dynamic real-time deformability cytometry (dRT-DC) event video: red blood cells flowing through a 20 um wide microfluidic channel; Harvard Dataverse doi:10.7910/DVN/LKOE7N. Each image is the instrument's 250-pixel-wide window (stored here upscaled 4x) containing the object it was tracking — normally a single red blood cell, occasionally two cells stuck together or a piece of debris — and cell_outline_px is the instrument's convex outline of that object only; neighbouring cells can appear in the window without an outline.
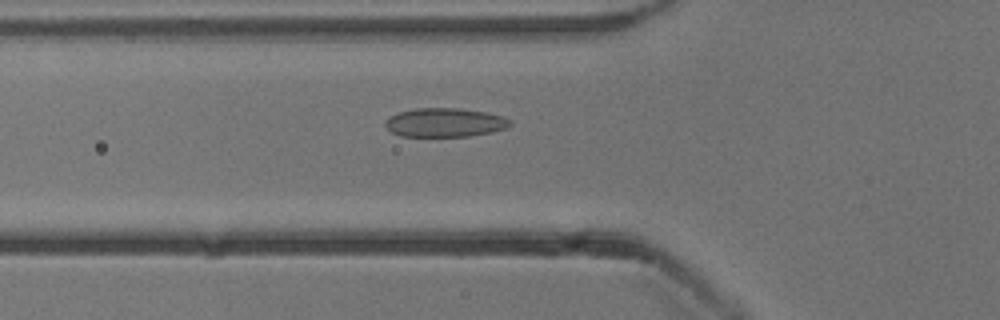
{"species": "common noctule bat (a hibernating species)", "species_latin": "Nyctalus noctula", "temperature_condition": "cold", "stored_images_in_passage": 53, "camera_frame_rate_fps": 3000, "um_per_image_px": 0.085, "animal": {"sex": "male", "body_mass_g": 13.3}, "frame": {"image": 1, "passage_image": 19, "time_ms": 6.0, "image_size_px": [1000, 320], "cell_outline_px": [[512, 124], [508, 128], [492, 132], [468, 136], [400, 136], [392, 132], [384, 124], [396, 112], [416, 108], [456, 108], [484, 112], [500, 116], [512, 120]], "centroid_in_image_um": [37.83, 10.41], "position_along_channel_um": 88.0, "area_um2": 20.87}}
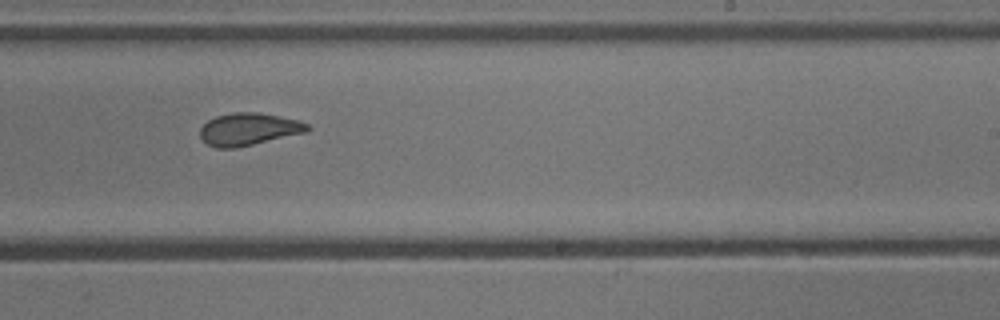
{"frame": {"image": 2, "passage_image": 33, "time_ms": 10.667, "image_size_px": [1000, 320], "cell_outline_px": [[312, 128], [308, 132], [236, 148], [216, 148], [208, 144], [200, 136], [200, 128], [208, 120], [216, 116], [232, 112], [256, 112], [280, 116], [300, 120], [308, 124]], "centroid_in_image_um": [21.17, 10.98], "position_along_channel_um": 267.8, "area_um2": 20.4}}
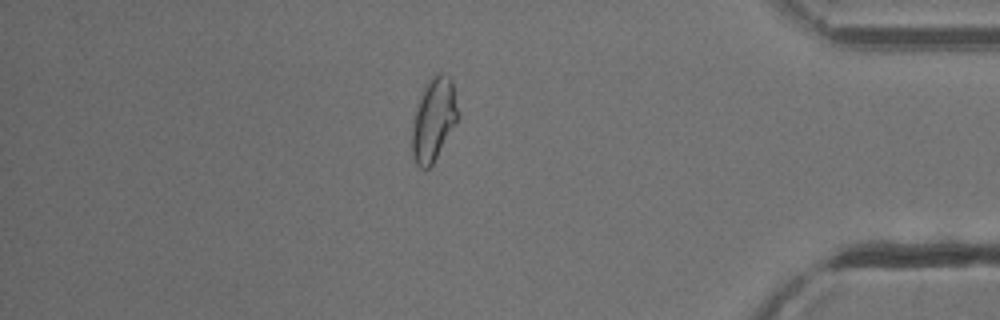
{"frame": {"image": 3, "passage_image": 46, "time_ms": 15.0, "image_size_px": [1000, 320], "cell_outline_px": [[460, 116], [432, 164], [428, 168], [420, 168], [416, 164], [412, 156], [412, 120], [416, 104], [424, 84], [436, 72], [448, 72], [452, 80]], "centroid_in_image_um": [36.85, 10.08], "position_along_channel_um": 398.3, "area_um2": 22.72}, "authors_computed_cell_mechanics": {"area_um2": 21.675, "velocity_mm_per_s": 3.8435, "shape_relaxation_time_tau1_ms": null, "shape_relaxation_time_tau2_ms": 1.7188, "deformation_change_tau1": null, "deformation_change_tau2": 0.0723}}